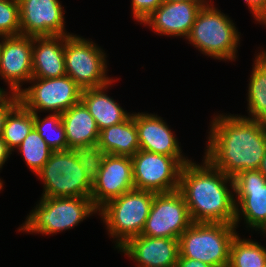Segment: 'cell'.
I'll return each mask as SVG.
<instances>
[{
  "mask_svg": "<svg viewBox=\"0 0 266 267\" xmlns=\"http://www.w3.org/2000/svg\"><path fill=\"white\" fill-rule=\"evenodd\" d=\"M2 187H3V184L0 182V190L3 189Z\"/></svg>",
  "mask_w": 266,
  "mask_h": 267,
  "instance_id": "obj_39",
  "label": "cell"
},
{
  "mask_svg": "<svg viewBox=\"0 0 266 267\" xmlns=\"http://www.w3.org/2000/svg\"><path fill=\"white\" fill-rule=\"evenodd\" d=\"M263 234H266V223L265 225L260 229Z\"/></svg>",
  "mask_w": 266,
  "mask_h": 267,
  "instance_id": "obj_37",
  "label": "cell"
},
{
  "mask_svg": "<svg viewBox=\"0 0 266 267\" xmlns=\"http://www.w3.org/2000/svg\"><path fill=\"white\" fill-rule=\"evenodd\" d=\"M21 35L18 0H0V36Z\"/></svg>",
  "mask_w": 266,
  "mask_h": 267,
  "instance_id": "obj_29",
  "label": "cell"
},
{
  "mask_svg": "<svg viewBox=\"0 0 266 267\" xmlns=\"http://www.w3.org/2000/svg\"><path fill=\"white\" fill-rule=\"evenodd\" d=\"M32 83L19 94L20 103L33 113L62 114L81 101L82 88L69 76L31 78Z\"/></svg>",
  "mask_w": 266,
  "mask_h": 267,
  "instance_id": "obj_9",
  "label": "cell"
},
{
  "mask_svg": "<svg viewBox=\"0 0 266 267\" xmlns=\"http://www.w3.org/2000/svg\"><path fill=\"white\" fill-rule=\"evenodd\" d=\"M33 129V112L19 103L8 114L3 129L2 138L8 150L11 153L16 150Z\"/></svg>",
  "mask_w": 266,
  "mask_h": 267,
  "instance_id": "obj_24",
  "label": "cell"
},
{
  "mask_svg": "<svg viewBox=\"0 0 266 267\" xmlns=\"http://www.w3.org/2000/svg\"><path fill=\"white\" fill-rule=\"evenodd\" d=\"M203 160V165L191 160L180 172L178 190L185 199L190 217L193 222L235 225L233 178L214 168L205 158Z\"/></svg>",
  "mask_w": 266,
  "mask_h": 267,
  "instance_id": "obj_2",
  "label": "cell"
},
{
  "mask_svg": "<svg viewBox=\"0 0 266 267\" xmlns=\"http://www.w3.org/2000/svg\"><path fill=\"white\" fill-rule=\"evenodd\" d=\"M34 129L40 134L52 151L67 150L65 128L61 114H49L41 119L33 113Z\"/></svg>",
  "mask_w": 266,
  "mask_h": 267,
  "instance_id": "obj_26",
  "label": "cell"
},
{
  "mask_svg": "<svg viewBox=\"0 0 266 267\" xmlns=\"http://www.w3.org/2000/svg\"><path fill=\"white\" fill-rule=\"evenodd\" d=\"M12 153L8 150L4 140L2 137H0V170L5 164V162L10 158L9 155ZM0 182L3 184V181L0 179Z\"/></svg>",
  "mask_w": 266,
  "mask_h": 267,
  "instance_id": "obj_34",
  "label": "cell"
},
{
  "mask_svg": "<svg viewBox=\"0 0 266 267\" xmlns=\"http://www.w3.org/2000/svg\"><path fill=\"white\" fill-rule=\"evenodd\" d=\"M154 195L155 192L134 188L99 209L98 215L103 219L109 235L117 238L115 248L119 249L129 239L141 235Z\"/></svg>",
  "mask_w": 266,
  "mask_h": 267,
  "instance_id": "obj_5",
  "label": "cell"
},
{
  "mask_svg": "<svg viewBox=\"0 0 266 267\" xmlns=\"http://www.w3.org/2000/svg\"><path fill=\"white\" fill-rule=\"evenodd\" d=\"M131 160L135 189L155 193L179 189L182 165L174 157L139 150Z\"/></svg>",
  "mask_w": 266,
  "mask_h": 267,
  "instance_id": "obj_11",
  "label": "cell"
},
{
  "mask_svg": "<svg viewBox=\"0 0 266 267\" xmlns=\"http://www.w3.org/2000/svg\"><path fill=\"white\" fill-rule=\"evenodd\" d=\"M230 267H265L266 248L258 242L242 239L236 234L231 242L229 264Z\"/></svg>",
  "mask_w": 266,
  "mask_h": 267,
  "instance_id": "obj_25",
  "label": "cell"
},
{
  "mask_svg": "<svg viewBox=\"0 0 266 267\" xmlns=\"http://www.w3.org/2000/svg\"><path fill=\"white\" fill-rule=\"evenodd\" d=\"M36 176L44 184L42 197H91L92 185L68 150L53 151Z\"/></svg>",
  "mask_w": 266,
  "mask_h": 267,
  "instance_id": "obj_8",
  "label": "cell"
},
{
  "mask_svg": "<svg viewBox=\"0 0 266 267\" xmlns=\"http://www.w3.org/2000/svg\"><path fill=\"white\" fill-rule=\"evenodd\" d=\"M140 150L174 157L182 166L191 160L183 156L179 142L163 118L157 114L134 113Z\"/></svg>",
  "mask_w": 266,
  "mask_h": 267,
  "instance_id": "obj_16",
  "label": "cell"
},
{
  "mask_svg": "<svg viewBox=\"0 0 266 267\" xmlns=\"http://www.w3.org/2000/svg\"><path fill=\"white\" fill-rule=\"evenodd\" d=\"M212 119L203 158L232 178L258 170L266 152V122L223 113Z\"/></svg>",
  "mask_w": 266,
  "mask_h": 267,
  "instance_id": "obj_1",
  "label": "cell"
},
{
  "mask_svg": "<svg viewBox=\"0 0 266 267\" xmlns=\"http://www.w3.org/2000/svg\"><path fill=\"white\" fill-rule=\"evenodd\" d=\"M235 227L243 216L247 227L256 231L266 223V177L258 170H245L233 177Z\"/></svg>",
  "mask_w": 266,
  "mask_h": 267,
  "instance_id": "obj_12",
  "label": "cell"
},
{
  "mask_svg": "<svg viewBox=\"0 0 266 267\" xmlns=\"http://www.w3.org/2000/svg\"><path fill=\"white\" fill-rule=\"evenodd\" d=\"M119 251L138 267H176L179 239L139 235L129 239Z\"/></svg>",
  "mask_w": 266,
  "mask_h": 267,
  "instance_id": "obj_18",
  "label": "cell"
},
{
  "mask_svg": "<svg viewBox=\"0 0 266 267\" xmlns=\"http://www.w3.org/2000/svg\"><path fill=\"white\" fill-rule=\"evenodd\" d=\"M259 170L265 175L266 177V152L264 154L263 160L260 164Z\"/></svg>",
  "mask_w": 266,
  "mask_h": 267,
  "instance_id": "obj_35",
  "label": "cell"
},
{
  "mask_svg": "<svg viewBox=\"0 0 266 267\" xmlns=\"http://www.w3.org/2000/svg\"><path fill=\"white\" fill-rule=\"evenodd\" d=\"M192 223L189 209L179 190L155 193L141 235L179 239Z\"/></svg>",
  "mask_w": 266,
  "mask_h": 267,
  "instance_id": "obj_10",
  "label": "cell"
},
{
  "mask_svg": "<svg viewBox=\"0 0 266 267\" xmlns=\"http://www.w3.org/2000/svg\"><path fill=\"white\" fill-rule=\"evenodd\" d=\"M111 83L82 90L81 101L95 119L99 131L125 121L132 113H127L112 97L105 93Z\"/></svg>",
  "mask_w": 266,
  "mask_h": 267,
  "instance_id": "obj_20",
  "label": "cell"
},
{
  "mask_svg": "<svg viewBox=\"0 0 266 267\" xmlns=\"http://www.w3.org/2000/svg\"><path fill=\"white\" fill-rule=\"evenodd\" d=\"M253 64L247 87L249 117H244L266 122V50L257 53Z\"/></svg>",
  "mask_w": 266,
  "mask_h": 267,
  "instance_id": "obj_23",
  "label": "cell"
},
{
  "mask_svg": "<svg viewBox=\"0 0 266 267\" xmlns=\"http://www.w3.org/2000/svg\"><path fill=\"white\" fill-rule=\"evenodd\" d=\"M163 1H167V2H212V0L207 1V0H163Z\"/></svg>",
  "mask_w": 266,
  "mask_h": 267,
  "instance_id": "obj_36",
  "label": "cell"
},
{
  "mask_svg": "<svg viewBox=\"0 0 266 267\" xmlns=\"http://www.w3.org/2000/svg\"><path fill=\"white\" fill-rule=\"evenodd\" d=\"M235 228L234 224L193 222L179 237V255L212 267L227 266Z\"/></svg>",
  "mask_w": 266,
  "mask_h": 267,
  "instance_id": "obj_6",
  "label": "cell"
},
{
  "mask_svg": "<svg viewBox=\"0 0 266 267\" xmlns=\"http://www.w3.org/2000/svg\"><path fill=\"white\" fill-rule=\"evenodd\" d=\"M65 75L64 35L33 37L32 78Z\"/></svg>",
  "mask_w": 266,
  "mask_h": 267,
  "instance_id": "obj_19",
  "label": "cell"
},
{
  "mask_svg": "<svg viewBox=\"0 0 266 267\" xmlns=\"http://www.w3.org/2000/svg\"><path fill=\"white\" fill-rule=\"evenodd\" d=\"M66 75L82 89L97 88L115 82L107 76L106 53L89 39L64 35Z\"/></svg>",
  "mask_w": 266,
  "mask_h": 267,
  "instance_id": "obj_7",
  "label": "cell"
},
{
  "mask_svg": "<svg viewBox=\"0 0 266 267\" xmlns=\"http://www.w3.org/2000/svg\"><path fill=\"white\" fill-rule=\"evenodd\" d=\"M0 40V76L8 83L11 93L18 95L23 90V82L32 78L33 37L18 35Z\"/></svg>",
  "mask_w": 266,
  "mask_h": 267,
  "instance_id": "obj_13",
  "label": "cell"
},
{
  "mask_svg": "<svg viewBox=\"0 0 266 267\" xmlns=\"http://www.w3.org/2000/svg\"><path fill=\"white\" fill-rule=\"evenodd\" d=\"M255 20L266 25V0H244Z\"/></svg>",
  "mask_w": 266,
  "mask_h": 267,
  "instance_id": "obj_32",
  "label": "cell"
},
{
  "mask_svg": "<svg viewBox=\"0 0 266 267\" xmlns=\"http://www.w3.org/2000/svg\"><path fill=\"white\" fill-rule=\"evenodd\" d=\"M133 18L143 23L162 3L163 0H131Z\"/></svg>",
  "mask_w": 266,
  "mask_h": 267,
  "instance_id": "obj_30",
  "label": "cell"
},
{
  "mask_svg": "<svg viewBox=\"0 0 266 267\" xmlns=\"http://www.w3.org/2000/svg\"><path fill=\"white\" fill-rule=\"evenodd\" d=\"M97 144L105 154L133 157L140 150L133 113L122 123L101 130Z\"/></svg>",
  "mask_w": 266,
  "mask_h": 267,
  "instance_id": "obj_21",
  "label": "cell"
},
{
  "mask_svg": "<svg viewBox=\"0 0 266 267\" xmlns=\"http://www.w3.org/2000/svg\"><path fill=\"white\" fill-rule=\"evenodd\" d=\"M176 267H212V266L199 260L185 258L178 255Z\"/></svg>",
  "mask_w": 266,
  "mask_h": 267,
  "instance_id": "obj_33",
  "label": "cell"
},
{
  "mask_svg": "<svg viewBox=\"0 0 266 267\" xmlns=\"http://www.w3.org/2000/svg\"><path fill=\"white\" fill-rule=\"evenodd\" d=\"M17 150L22 154L26 165L35 175L49 160L53 152L35 129L27 135Z\"/></svg>",
  "mask_w": 266,
  "mask_h": 267,
  "instance_id": "obj_27",
  "label": "cell"
},
{
  "mask_svg": "<svg viewBox=\"0 0 266 267\" xmlns=\"http://www.w3.org/2000/svg\"><path fill=\"white\" fill-rule=\"evenodd\" d=\"M9 93V94H8ZM3 93L0 96V137L8 114L20 103L19 96L11 92Z\"/></svg>",
  "mask_w": 266,
  "mask_h": 267,
  "instance_id": "obj_31",
  "label": "cell"
},
{
  "mask_svg": "<svg viewBox=\"0 0 266 267\" xmlns=\"http://www.w3.org/2000/svg\"><path fill=\"white\" fill-rule=\"evenodd\" d=\"M211 2H167L163 3L147 17L143 25L154 33L166 36L185 37L190 34L200 9Z\"/></svg>",
  "mask_w": 266,
  "mask_h": 267,
  "instance_id": "obj_17",
  "label": "cell"
},
{
  "mask_svg": "<svg viewBox=\"0 0 266 267\" xmlns=\"http://www.w3.org/2000/svg\"><path fill=\"white\" fill-rule=\"evenodd\" d=\"M3 93H7V91H5V89H3V88L0 87V96H1Z\"/></svg>",
  "mask_w": 266,
  "mask_h": 267,
  "instance_id": "obj_38",
  "label": "cell"
},
{
  "mask_svg": "<svg viewBox=\"0 0 266 267\" xmlns=\"http://www.w3.org/2000/svg\"><path fill=\"white\" fill-rule=\"evenodd\" d=\"M68 147L76 144H97L99 130L95 119L80 101L61 114Z\"/></svg>",
  "mask_w": 266,
  "mask_h": 267,
  "instance_id": "obj_22",
  "label": "cell"
},
{
  "mask_svg": "<svg viewBox=\"0 0 266 267\" xmlns=\"http://www.w3.org/2000/svg\"><path fill=\"white\" fill-rule=\"evenodd\" d=\"M21 35L32 37L70 35L65 30L59 0H18Z\"/></svg>",
  "mask_w": 266,
  "mask_h": 267,
  "instance_id": "obj_14",
  "label": "cell"
},
{
  "mask_svg": "<svg viewBox=\"0 0 266 267\" xmlns=\"http://www.w3.org/2000/svg\"><path fill=\"white\" fill-rule=\"evenodd\" d=\"M71 156L83 167L86 179L93 185L106 155L98 144H76L67 148Z\"/></svg>",
  "mask_w": 266,
  "mask_h": 267,
  "instance_id": "obj_28",
  "label": "cell"
},
{
  "mask_svg": "<svg viewBox=\"0 0 266 267\" xmlns=\"http://www.w3.org/2000/svg\"><path fill=\"white\" fill-rule=\"evenodd\" d=\"M90 197H41L20 231L44 235L69 230L87 217L97 214Z\"/></svg>",
  "mask_w": 266,
  "mask_h": 267,
  "instance_id": "obj_3",
  "label": "cell"
},
{
  "mask_svg": "<svg viewBox=\"0 0 266 267\" xmlns=\"http://www.w3.org/2000/svg\"><path fill=\"white\" fill-rule=\"evenodd\" d=\"M234 24L228 15L213 4H207L198 12L186 39L208 57L235 61L240 44V32Z\"/></svg>",
  "mask_w": 266,
  "mask_h": 267,
  "instance_id": "obj_4",
  "label": "cell"
},
{
  "mask_svg": "<svg viewBox=\"0 0 266 267\" xmlns=\"http://www.w3.org/2000/svg\"><path fill=\"white\" fill-rule=\"evenodd\" d=\"M134 189L131 157L106 154L96 182L92 185L91 199L99 210L110 200Z\"/></svg>",
  "mask_w": 266,
  "mask_h": 267,
  "instance_id": "obj_15",
  "label": "cell"
}]
</instances>
